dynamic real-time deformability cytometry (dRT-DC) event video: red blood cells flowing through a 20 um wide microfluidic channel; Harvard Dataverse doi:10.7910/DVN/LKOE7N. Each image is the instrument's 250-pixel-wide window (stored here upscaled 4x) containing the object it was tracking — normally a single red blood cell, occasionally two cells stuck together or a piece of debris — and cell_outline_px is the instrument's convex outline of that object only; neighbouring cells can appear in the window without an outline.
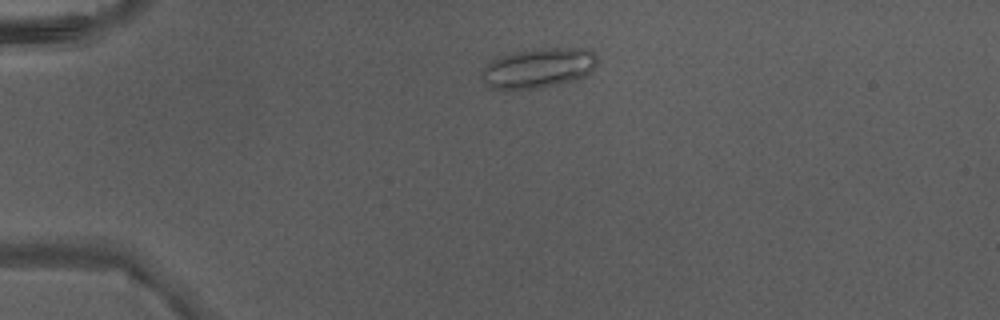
{"species": "Egyptian fruit bat (a non-hibernating species)", "species_latin": "Rousettus aegyptiacus", "temperature_condition": "warm", "stored_images_in_passage": 2, "camera_frame_rate_fps": 3000, "um_per_image_px": 0.085, "animal": {"sex": "male"}, "frame": {"image": 1, "passage_image": 1, "time_ms": 0.0, "image_size_px": [1000, 320], "cell_outline_px": [[596, 64], [592, 72], [588, 76], [580, 80], [536, 88], [500, 92], [488, 88], [480, 76], [480, 72], [492, 60], [508, 52], [540, 48], [588, 48], [596, 56]], "centroid_in_image_um": [45.72, 5.81], "position_along_channel_um": 39.3, "area_um2": 27.86}}